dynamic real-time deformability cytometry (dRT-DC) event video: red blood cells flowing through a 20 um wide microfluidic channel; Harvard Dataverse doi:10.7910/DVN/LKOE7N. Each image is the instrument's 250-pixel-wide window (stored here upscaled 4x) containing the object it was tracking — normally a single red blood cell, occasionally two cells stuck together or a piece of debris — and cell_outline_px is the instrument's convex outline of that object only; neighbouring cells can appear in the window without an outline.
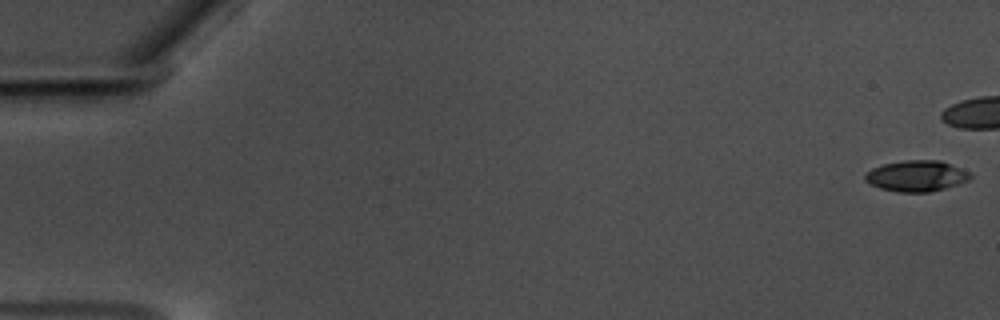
{"species": "common noctule bat (a hibernating species)", "species_latin": "Nyctalus noctula", "temperature_condition": "warm", "stored_images_in_passage": 47, "camera_frame_rate_fps": 3000, "um_per_image_px": 0.085, "animal": {"sex": "male", "body_mass_g": 17.5, "forearm_length_mm": 52.3}, "frame": {"image": 1, "passage_image": 1, "time_ms": 0.0, "image_size_px": [1000, 320], "cell_outline_px": [[972, 176], [968, 180], [960, 184], [928, 192], [900, 192], [880, 188], [864, 180], [864, 176], [872, 168], [884, 164], [904, 160], [940, 160], [972, 172]], "centroid_in_image_um": [77.94, 14.95], "position_along_channel_um": 7.1, "area_um2": 18.96}}
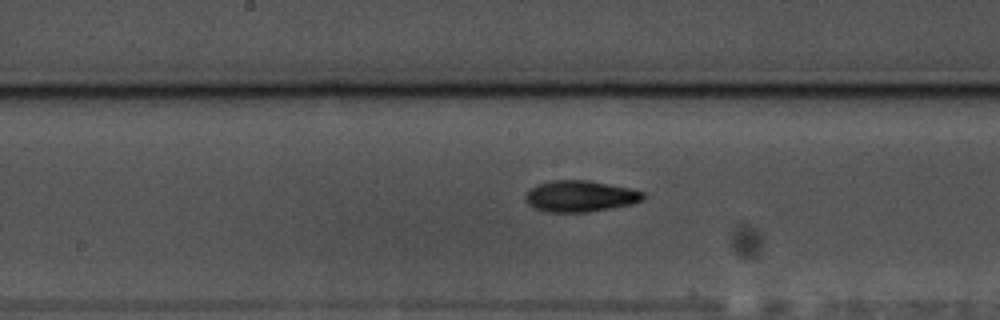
{"frame": {"image": 2, "passage_image": 31, "time_ms": 10.0, "image_size_px": [1000, 320], "cell_outline_px": [[644, 200], [632, 204], [612, 208], [588, 212], [544, 212], [528, 204], [524, 196], [536, 184], [552, 180], [588, 180], [628, 188], [644, 192]], "centroid_in_image_um": [49.31, 16.68], "position_along_channel_um": 198.9, "area_um2": 21.44}}
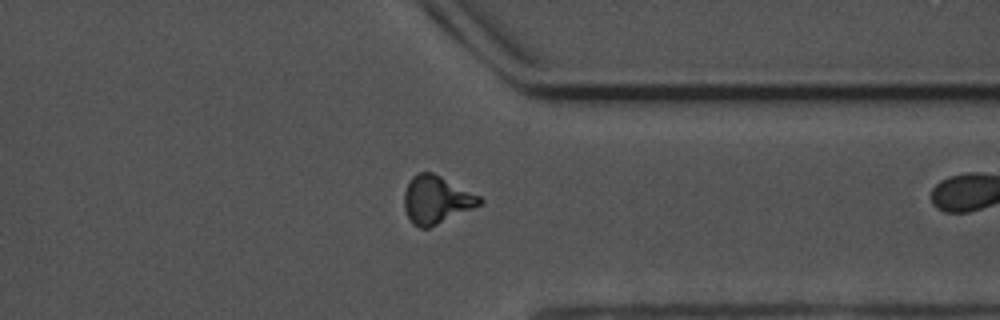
{"frame": {"image": 3, "passage_image": 46, "time_ms": 15.0, "image_size_px": [1000, 320], "cell_outline_px": [[484, 200], [480, 204], [472, 208], [428, 228], [420, 228], [412, 224], [404, 208], [404, 192], [408, 180], [416, 172], [432, 172], [480, 196]], "centroid_in_image_um": [37.04, 16.96], "position_along_channel_um": 374.4, "area_um2": 20.81}}